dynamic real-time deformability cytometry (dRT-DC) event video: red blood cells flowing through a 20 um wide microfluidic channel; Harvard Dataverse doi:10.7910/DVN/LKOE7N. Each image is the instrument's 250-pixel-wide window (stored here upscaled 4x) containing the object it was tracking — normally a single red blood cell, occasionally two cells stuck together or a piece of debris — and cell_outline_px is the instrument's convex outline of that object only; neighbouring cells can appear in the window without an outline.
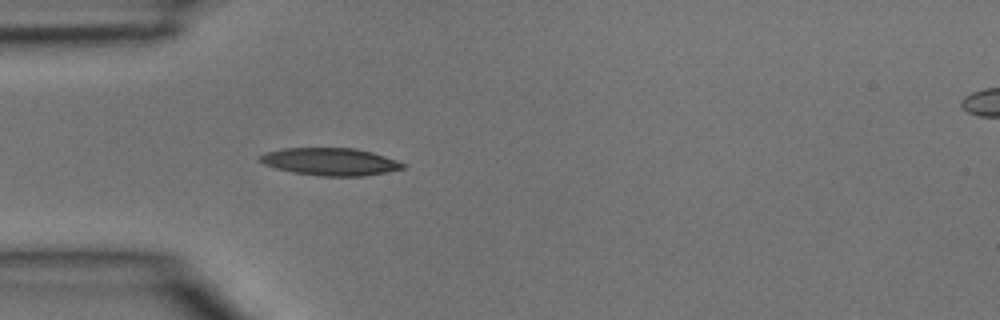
{"species": "common noctule bat (a hibernating species)", "species_latin": "Nyctalus noctula", "temperature_condition": "room temperature", "stored_images_in_passage": 4, "segment_of_instrument_passage": [1, 2], "camera_frame_rate_fps": 3000, "um_per_image_px": 0.085, "animal": {"sex": "male", "body_mass_g": 15.6}, "frame": {"image": 1, "passage_image": 3, "time_ms": 0.667, "image_size_px": [1000, 320], "cell_outline_px": [[404, 168], [364, 176], [320, 176], [292, 172], [276, 168], [264, 164], [256, 160], [256, 156], [264, 152], [284, 148], [356, 148], [372, 152], [396, 160], [404, 164]], "centroid_in_image_um": [27.98, 13.73], "position_along_channel_um": 57.0, "area_um2": 22.95}}